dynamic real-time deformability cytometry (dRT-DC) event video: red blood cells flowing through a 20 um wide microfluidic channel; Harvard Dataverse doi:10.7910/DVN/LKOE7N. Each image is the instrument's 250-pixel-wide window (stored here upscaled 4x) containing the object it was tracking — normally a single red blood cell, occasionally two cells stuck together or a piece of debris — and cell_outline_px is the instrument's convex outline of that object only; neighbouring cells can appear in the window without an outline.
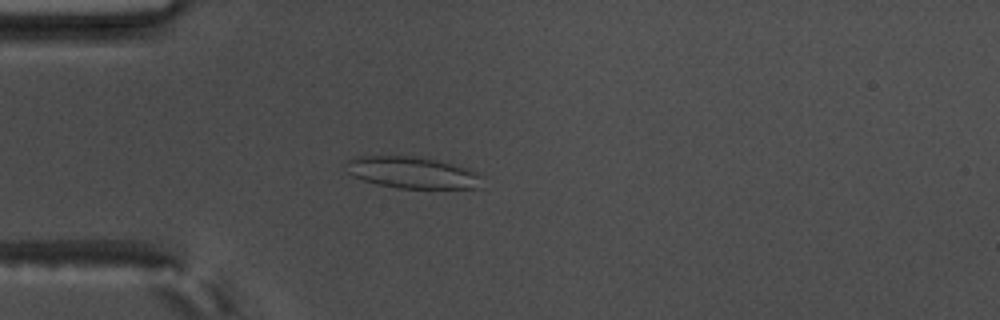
{"species": "common noctule bat (a hibernating species)", "species_latin": "Nyctalus noctula", "temperature_condition": "warm", "stored_images_in_passage": 55, "camera_frame_rate_fps": 3000, "um_per_image_px": 0.085, "animal": {"sex": "male", "body_mass_g": 17.5, "forearm_length_mm": 52.3}, "frame": {"image": 1, "passage_image": 15, "time_ms": 4.667, "image_size_px": [1000, 320], "cell_outline_px": [[484, 188], [400, 188], [380, 184], [364, 180], [352, 176], [348, 172], [348, 160], [360, 156], [416, 156], [436, 160], [468, 168], [476, 172], [480, 176]], "centroid_in_image_um": [35.1, 14.67], "position_along_channel_um": 49.9, "area_um2": 24.8}}
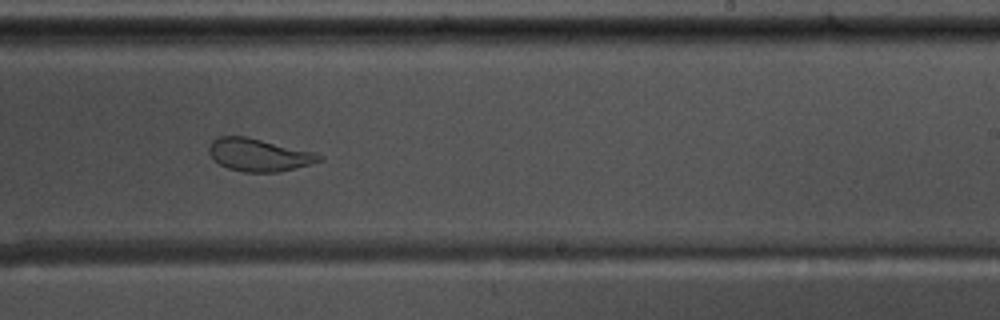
{"frame": {"image": 2, "passage_image": 34, "time_ms": 11.0, "image_size_px": [1000, 320], "cell_outline_px": [[324, 160], [280, 172], [244, 172], [228, 168], [220, 164], [208, 152], [208, 148], [212, 140], [220, 136], [248, 136], [312, 152], [324, 156]], "centroid_in_image_um": [22.0, 13.16], "position_along_channel_um": 267.0, "area_um2": 20.87}}
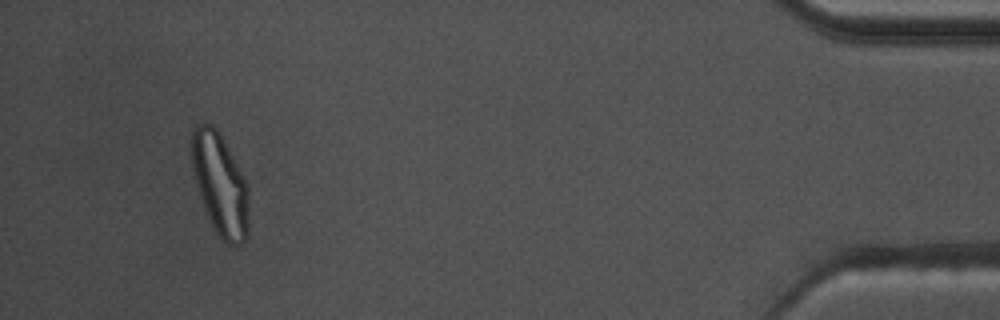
{"frame": {"image": 3, "passage_image": 52, "time_ms": 17.0, "image_size_px": [1000, 320], "cell_outline_px": [[248, 236], [236, 248], [228, 244], [216, 232], [208, 216], [196, 184], [192, 168], [192, 128], [196, 124], [212, 124], [216, 128], [248, 184]], "centroid_in_image_um": [18.72, 15.69], "position_along_channel_um": 416.5, "area_um2": 33.52}, "authors_computed_cell_mechanics": {"area_um2": 27.166, "velocity_mm_per_s": 3.6356, "shape_relaxation_time_tau1_ms": null, "shape_relaxation_time_tau2_ms": 0.9659, "deformation_change_tau1": null, "deformation_change_tau2": 0.08}}